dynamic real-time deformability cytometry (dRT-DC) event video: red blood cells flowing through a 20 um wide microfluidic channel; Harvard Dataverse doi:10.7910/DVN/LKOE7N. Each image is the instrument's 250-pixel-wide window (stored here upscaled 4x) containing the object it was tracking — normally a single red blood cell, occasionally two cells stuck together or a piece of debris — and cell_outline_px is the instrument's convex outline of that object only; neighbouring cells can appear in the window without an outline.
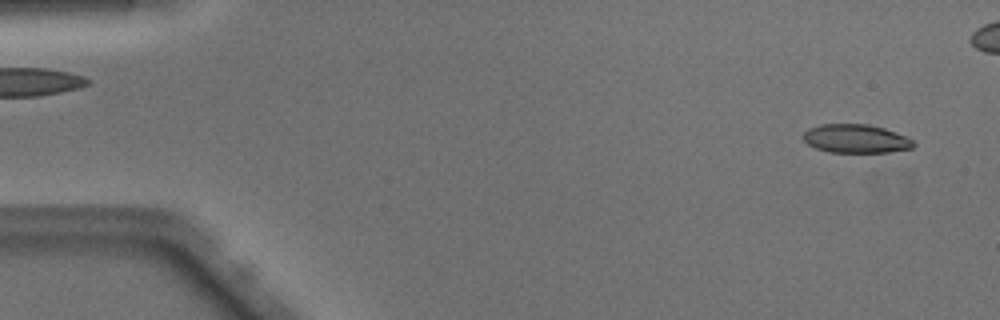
{"species": "Egyptian fruit bat (a non-hibernating species)", "species_latin": "Rousettus aegyptiacus", "temperature_condition": "warm", "stored_images_in_passage": 15, "camera_frame_rate_fps": 3000, "um_per_image_px": 0.085, "animal": {"sex": "male"}, "frame": {"image": 1, "passage_image": 2, "time_ms": 0.333, "image_size_px": [1000, 320], "cell_outline_px": [[916, 144], [912, 148], [888, 152], [828, 152], [816, 148], [808, 144], [804, 140], [804, 132], [808, 128], [820, 124], [868, 124], [884, 128], [896, 132], [912, 140]], "centroid_in_image_um": [72.74, 11.78], "position_along_channel_um": 12.3, "area_um2": 18.32}}